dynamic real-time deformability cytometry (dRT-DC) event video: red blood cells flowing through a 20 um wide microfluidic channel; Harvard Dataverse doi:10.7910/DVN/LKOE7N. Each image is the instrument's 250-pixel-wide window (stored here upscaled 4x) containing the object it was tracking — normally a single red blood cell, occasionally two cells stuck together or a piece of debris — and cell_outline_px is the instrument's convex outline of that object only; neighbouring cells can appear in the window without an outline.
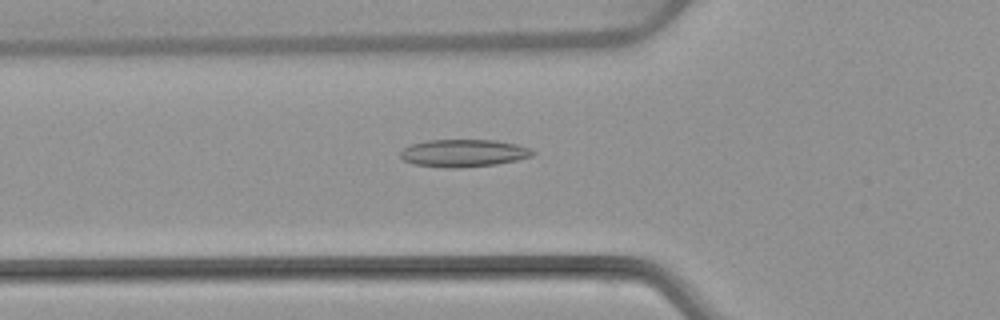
{"species": "common noctule bat (a hibernating species)", "species_latin": "Nyctalus noctula", "temperature_condition": "warm", "stored_images_in_passage": 52, "camera_frame_rate_fps": 3000, "um_per_image_px": 0.085, "animal": {"sex": "female", "body_mass_g": 22.7, "forearm_length_mm": 54.2}, "frame": {"image": 1, "passage_image": 18, "time_ms": 5.667, "image_size_px": [1000, 320], "cell_outline_px": [[536, 152], [532, 156], [516, 160], [496, 164], [456, 168], [448, 168], [416, 164], [404, 160], [400, 156], [400, 152], [404, 148], [412, 144], [428, 140], [496, 140], [516, 144], [528, 148]], "centroid_in_image_um": [39.41, 13.01], "position_along_channel_um": 86.4, "area_um2": 20.98}}
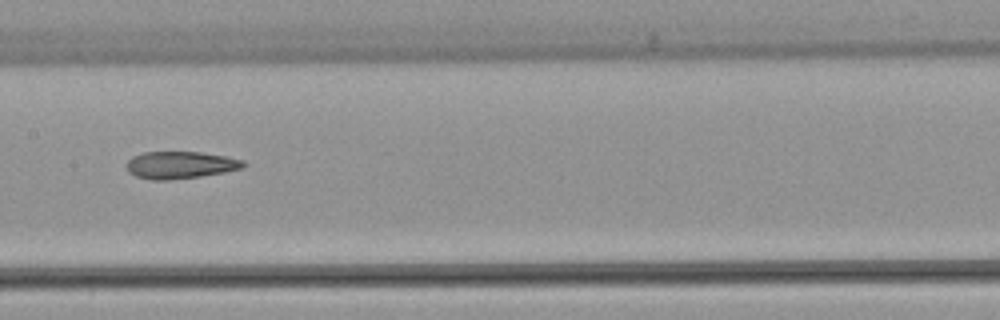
{"frame": {"image": 2, "passage_image": 26, "time_ms": 8.333, "image_size_px": [1000, 320], "cell_outline_px": [[248, 164], [244, 168], [224, 172], [200, 176], [168, 180], [152, 180], [136, 176], [128, 172], [128, 160], [132, 156], [144, 152], [200, 152], [224, 156], [244, 160]], "centroid_in_image_um": [15.36, 14.02], "position_along_channel_um": 192.0, "area_um2": 18.5}}
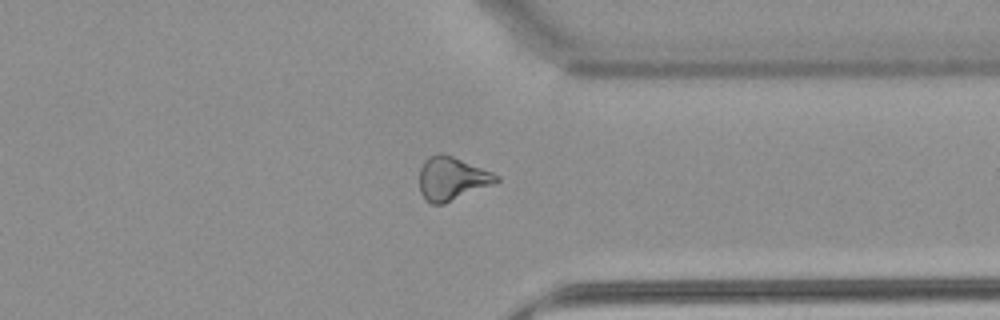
{"frame": {"image": 3, "passage_image": 40, "time_ms": 13.0, "image_size_px": [1000, 320], "cell_outline_px": [[500, 180], [492, 184], [444, 204], [432, 204], [424, 200], [420, 192], [420, 168], [424, 160], [428, 156], [440, 152], [452, 156], [492, 172], [500, 176]], "centroid_in_image_um": [38.37, 15.18], "position_along_channel_um": 373.0, "area_um2": 19.36}, "authors_computed_cell_mechanics": {"area_um2": 20.0566, "velocity_mm_per_s": 3.9323, "shape_relaxation_time_tau1_ms": null, "shape_relaxation_time_tau2_ms": 5.3467, "deformation_change_tau1": null, "deformation_change_tau2": 0.1635}}